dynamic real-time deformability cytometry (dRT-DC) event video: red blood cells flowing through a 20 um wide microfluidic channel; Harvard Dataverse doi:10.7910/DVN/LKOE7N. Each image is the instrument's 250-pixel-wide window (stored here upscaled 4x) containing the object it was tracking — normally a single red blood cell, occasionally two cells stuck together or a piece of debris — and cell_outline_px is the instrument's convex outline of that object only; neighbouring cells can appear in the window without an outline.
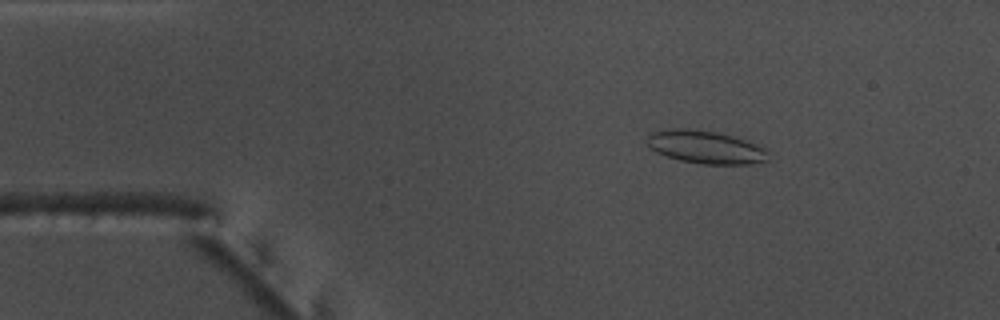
{"species": "common noctule bat (a hibernating species)", "species_latin": "Nyctalus noctula", "temperature_condition": "warm", "stored_images_in_passage": 50, "camera_frame_rate_fps": 3000, "um_per_image_px": 0.085, "animal": {"sex": "male", "body_mass_g": 17.5, "forearm_length_mm": 52.3}, "frame": {"image": 1, "passage_image": 5, "time_ms": 1.333, "image_size_px": [1000, 320], "cell_outline_px": [[768, 160], [752, 164], [704, 164], [680, 160], [656, 152], [648, 144], [648, 136], [652, 132], [672, 128], [684, 128], [716, 132], [732, 136], [744, 140], [764, 148], [768, 152]], "centroid_in_image_um": [59.98, 12.51], "position_along_channel_um": 25.0, "area_um2": 22.89}}
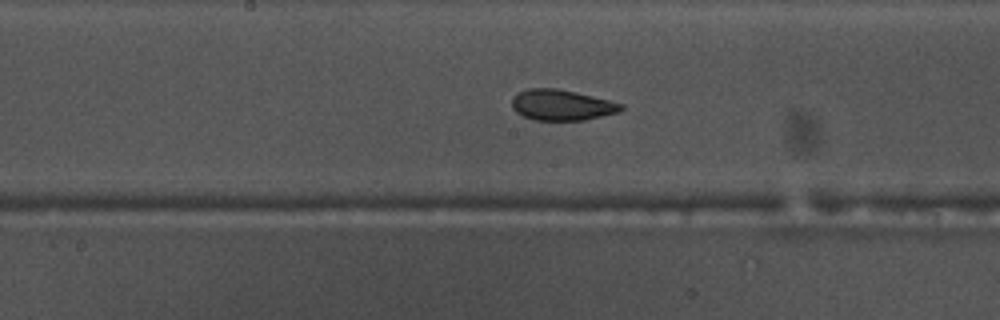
{"frame": {"image": 2, "passage_image": 24, "time_ms": 7.667, "image_size_px": [1000, 320], "cell_outline_px": [[624, 108], [616, 112], [584, 120], [532, 120], [516, 112], [512, 108], [512, 96], [516, 92], [528, 88], [556, 88], [576, 92], [624, 104]], "centroid_in_image_um": [47.68, 8.91], "position_along_channel_um": 200.5, "area_um2": 19.54}}
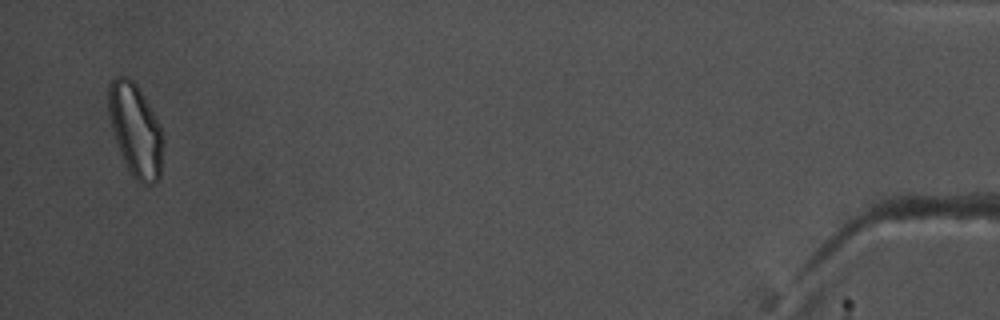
{"frame": {"image": 3, "passage_image": 49, "time_ms": 16.0, "image_size_px": [1000, 320], "cell_outline_px": [[164, 144], [160, 180], [152, 184], [144, 184], [136, 180], [132, 176], [120, 152], [112, 128], [108, 108], [108, 84], [116, 76], [124, 76], [132, 80], [136, 84], [160, 124], [164, 136]], "centroid_in_image_um": [11.55, 11.08], "position_along_channel_um": 423.7, "area_um2": 29.54}, "authors_computed_cell_mechanics": {"area_um2": 20.7791, "velocity_mm_per_s": 3.7628, "shape_relaxation_time_tau1_ms": 9.2753, "shape_relaxation_time_tau2_ms": 1.5692, "deformation_change_tau1": 0.1581, "deformation_change_tau2": 0.0677}}